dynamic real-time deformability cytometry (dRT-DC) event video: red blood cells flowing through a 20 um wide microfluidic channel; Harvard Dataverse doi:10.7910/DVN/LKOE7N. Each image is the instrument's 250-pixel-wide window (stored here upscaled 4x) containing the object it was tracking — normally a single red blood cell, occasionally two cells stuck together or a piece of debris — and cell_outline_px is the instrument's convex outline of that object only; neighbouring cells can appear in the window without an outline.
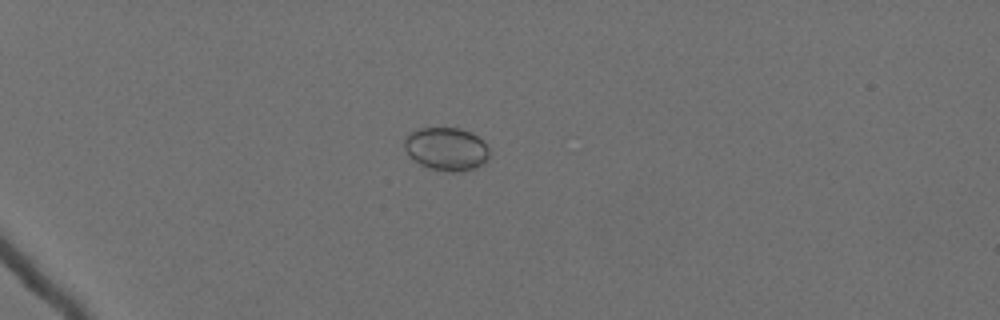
{"species": "Egyptian fruit bat (a non-hibernating species)", "species_latin": "Rousettus aegyptiacus", "temperature_condition": "cold", "stored_images_in_passage": 42, "camera_frame_rate_fps": 3000, "um_per_image_px": 0.085, "animal": {"sex": "female"}, "frame": {"image": 1, "passage_image": 20, "time_ms": 6.333, "image_size_px": [1000, 320], "cell_outline_px": [[488, 160], [484, 164], [472, 168], [452, 172], [448, 172], [432, 168], [420, 164], [408, 156], [404, 148], [404, 140], [412, 132], [420, 128], [460, 128], [472, 132], [484, 140], [488, 148]], "centroid_in_image_um": [37.96, 12.65], "position_along_channel_um": 47.0, "area_um2": 21.33}}
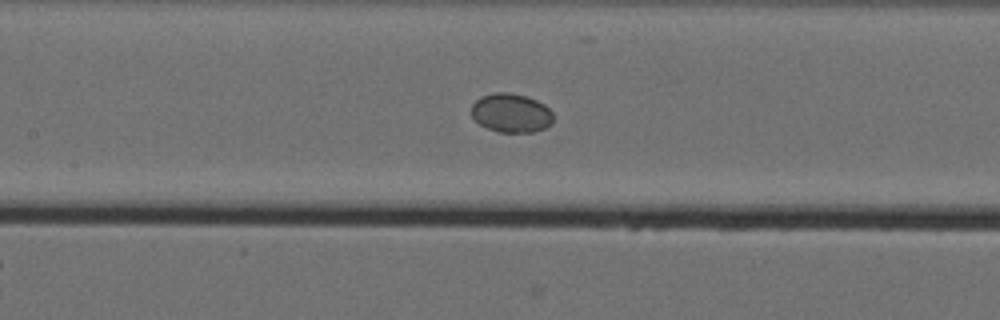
{"frame": {"image": 2, "passage_image": 34, "time_ms": 11.0, "image_size_px": [1000, 320], "cell_outline_px": [[552, 124], [544, 128], [532, 132], [500, 132], [488, 128], [480, 124], [472, 116], [472, 104], [480, 96], [496, 92], [508, 92], [524, 96], [536, 100], [544, 104], [552, 112]], "centroid_in_image_um": [43.44, 9.6], "position_along_channel_um": 164.0, "area_um2": 18.44}}
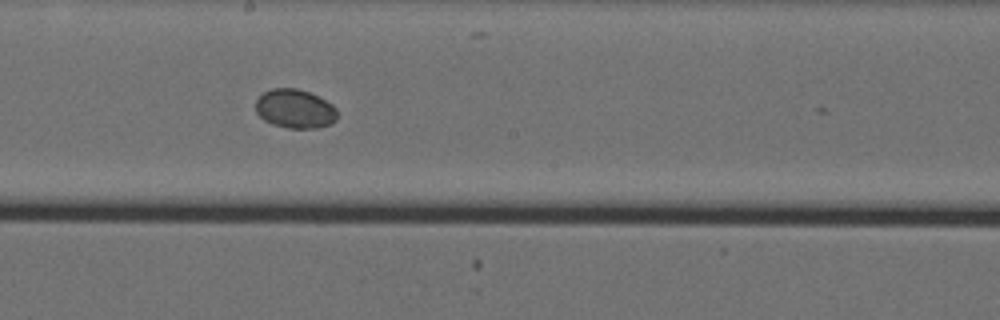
{"frame": {"image": 3, "passage_image": 39, "time_ms": 12.667, "image_size_px": [1000, 320], "cell_outline_px": [[336, 120], [332, 124], [316, 128], [288, 128], [272, 124], [264, 120], [256, 112], [256, 100], [264, 92], [272, 88], [296, 88], [308, 92], [332, 104], [336, 108]], "centroid_in_image_um": [25.06, 9.26], "position_along_channel_um": 223.1, "area_um2": 18.44}}